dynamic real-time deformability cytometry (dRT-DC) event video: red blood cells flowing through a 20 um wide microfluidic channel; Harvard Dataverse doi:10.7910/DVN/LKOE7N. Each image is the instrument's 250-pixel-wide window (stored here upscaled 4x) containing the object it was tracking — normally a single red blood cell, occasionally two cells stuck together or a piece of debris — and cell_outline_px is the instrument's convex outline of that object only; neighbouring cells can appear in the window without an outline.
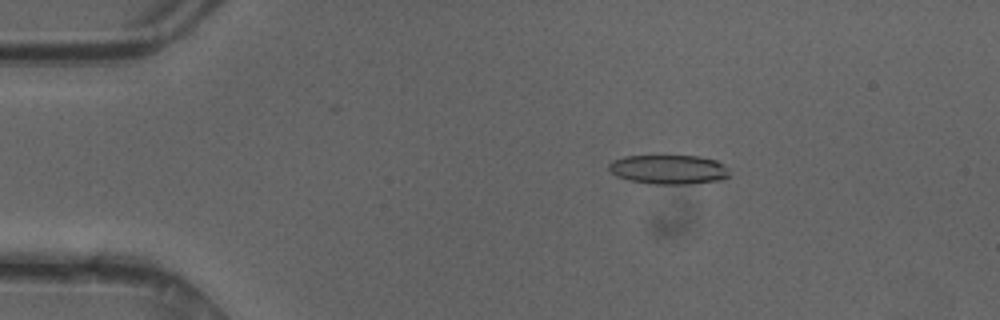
{"species": "common noctule bat (a hibernating species)", "species_latin": "Nyctalus noctula", "temperature_condition": "cold", "stored_images_in_passage": 49, "camera_frame_rate_fps": 3000, "um_per_image_px": 0.085, "animal": {"sex": "female"}, "frame": {"image": 1, "passage_image": 9, "time_ms": 2.667, "image_size_px": [1000, 320], "cell_outline_px": [[728, 176], [720, 180], [688, 184], [656, 184], [628, 180], [616, 176], [608, 168], [608, 164], [612, 160], [624, 156], [700, 156], [716, 160], [728, 168]], "centroid_in_image_um": [56.81, 14.4], "position_along_channel_um": 28.2, "area_um2": 20.58}}
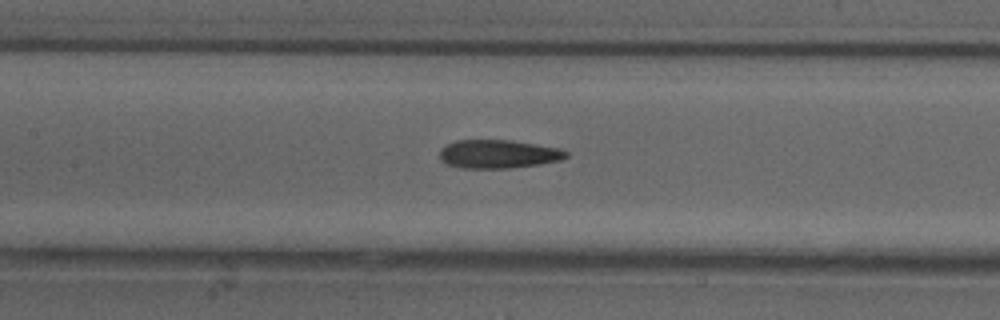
{"frame": {"image": 2, "passage_image": 23, "time_ms": 7.333, "image_size_px": [1000, 320], "cell_outline_px": [[568, 156], [560, 160], [540, 164], [512, 168], [464, 168], [448, 164], [440, 160], [440, 148], [456, 140], [512, 140], [560, 148], [568, 152]], "centroid_in_image_um": [42.37, 13.09], "position_along_channel_um": 165.0, "area_um2": 21.04}}
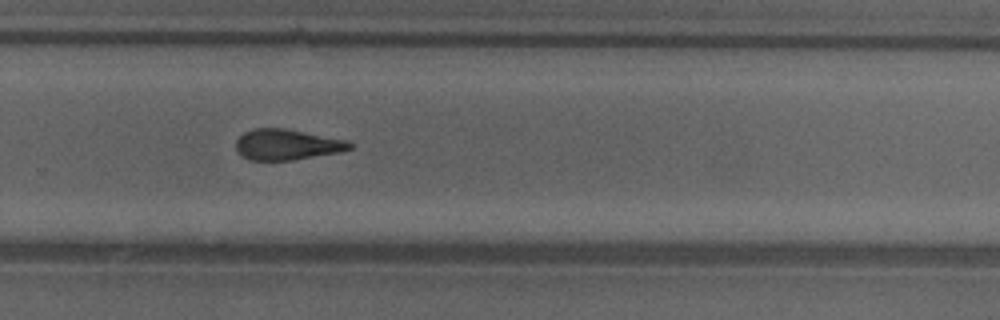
{"frame": {"image": 3, "passage_image": 33, "time_ms": 10.667, "image_size_px": [1000, 320], "cell_outline_px": [[352, 148], [340, 152], [292, 160], [248, 160], [240, 156], [236, 152], [236, 140], [244, 132], [252, 128], [284, 128], [348, 140], [352, 144]], "centroid_in_image_um": [24.35, 12.29], "position_along_channel_um": 305.4, "area_um2": 20.52}, "authors_computed_cell_mechanics": {"area_um2": 20.6924, "velocity_mm_per_s": 4.2454, "shape_relaxation_time_tau1_ms": 7.2848, "shape_relaxation_time_tau2_ms": 4.2173, "deformation_change_tau1": 0.1918, "deformation_change_tau2": 0.1614}}